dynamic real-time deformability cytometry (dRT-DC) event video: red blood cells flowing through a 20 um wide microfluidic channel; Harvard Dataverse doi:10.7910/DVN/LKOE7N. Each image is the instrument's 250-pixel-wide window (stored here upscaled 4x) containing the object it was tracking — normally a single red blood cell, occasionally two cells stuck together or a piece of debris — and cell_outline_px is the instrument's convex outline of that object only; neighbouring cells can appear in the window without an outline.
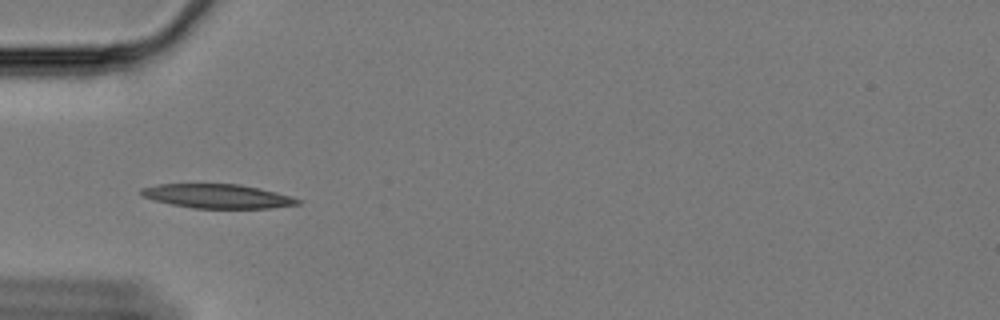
{"species": "Egyptian fruit bat (a non-hibernating species)", "species_latin": "Rousettus aegyptiacus", "temperature_condition": "cold", "stored_images_in_passage": 45, "camera_frame_rate_fps": 3000, "um_per_image_px": 0.085, "animal": {"sex": "female"}, "frame": {"image": 1, "passage_image": 4, "time_ms": 1.0, "image_size_px": [1000, 320], "cell_outline_px": [[304, 200], [300, 204], [272, 208], [192, 208], [172, 204], [140, 196], [140, 188], [160, 184], [240, 184], [260, 188], [292, 196]], "centroid_in_image_um": [18.54, 16.67], "position_along_channel_um": 66.5, "area_um2": 22.08}}
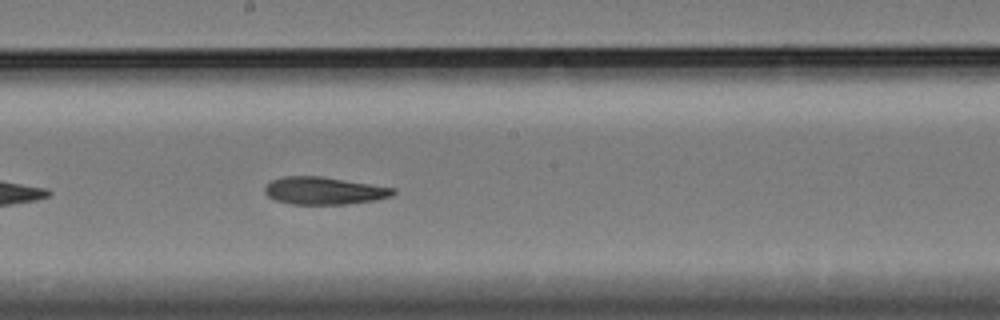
{"frame": {"image": 2, "passage_image": 18, "time_ms": 5.667, "image_size_px": [1000, 320], "cell_outline_px": [[396, 192], [392, 196], [376, 200], [348, 204], [288, 204], [276, 200], [268, 196], [264, 192], [264, 188], [272, 180], [284, 176], [320, 176], [396, 188]], "centroid_in_image_um": [27.56, 16.22], "position_along_channel_um": 220.6, "area_um2": 20.58}}
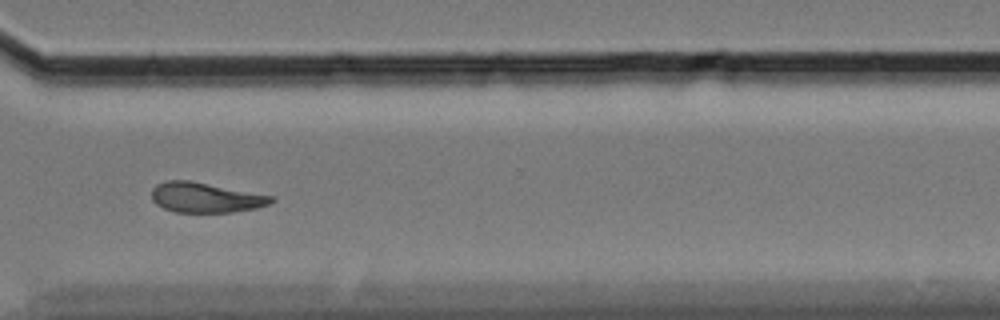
{"frame": {"image": 3, "passage_image": 30, "time_ms": 9.667, "image_size_px": [1000, 320], "cell_outline_px": [[276, 200], [268, 204], [256, 208], [232, 212], [176, 212], [164, 208], [156, 204], [152, 200], [152, 188], [156, 184], [168, 180], [188, 180], [276, 196]], "centroid_in_image_um": [17.49, 16.78], "position_along_channel_um": 353.1, "area_um2": 20.98}, "authors_computed_cell_mechanics": {"area_um2": 20.9814, "velocity_mm_per_s": 3.3224, "shape_relaxation_time_tau1_ms": 9.1866, "shape_relaxation_time_tau2_ms": 10.4269, "deformation_change_tau1": 0.2142, "deformation_change_tau2": 0.1738}}